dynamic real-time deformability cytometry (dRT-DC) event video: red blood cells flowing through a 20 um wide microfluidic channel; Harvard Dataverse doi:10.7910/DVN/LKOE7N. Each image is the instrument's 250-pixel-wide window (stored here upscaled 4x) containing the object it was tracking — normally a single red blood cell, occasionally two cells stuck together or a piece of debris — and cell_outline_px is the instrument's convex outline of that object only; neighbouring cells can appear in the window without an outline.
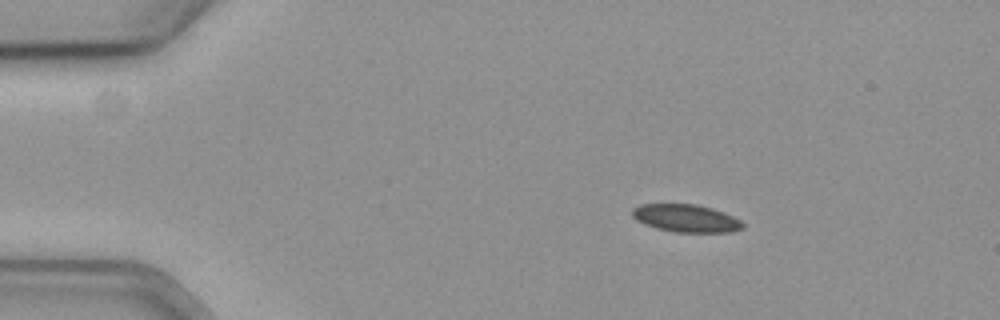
{"species": "common noctule bat (a hibernating species)", "species_latin": "Nyctalus noctula", "temperature_condition": "cold", "stored_images_in_passage": 49, "camera_frame_rate_fps": 3000, "um_per_image_px": 0.085, "animal": {"sex": "female", "body_mass_g": 19.3, "forearm_length_mm": 54.1}, "frame": {"image": 1, "passage_image": 1, "time_ms": 0.0, "image_size_px": [1000, 320], "cell_outline_px": [[744, 228], [732, 232], [676, 232], [656, 228], [644, 224], [636, 220], [632, 216], [632, 208], [640, 204], [696, 204], [712, 208], [724, 212], [740, 220], [744, 224]], "centroid_in_image_um": [58.31, 18.55], "position_along_channel_um": 26.7, "area_um2": 17.92}}
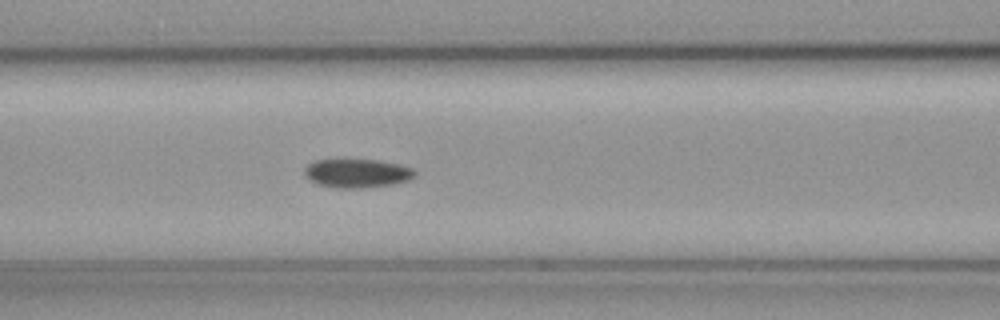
{"frame": {"image": 2, "passage_image": 16, "time_ms": 5.0, "image_size_px": [1000, 320], "cell_outline_px": [[416, 176], [408, 180], [392, 184], [360, 188], [336, 188], [316, 184], [308, 180], [304, 176], [304, 168], [308, 164], [316, 160], [380, 160], [400, 164], [412, 168], [416, 172]], "centroid_in_image_um": [30.33, 14.73], "position_along_channel_um": 136.3, "area_um2": 18.61}}
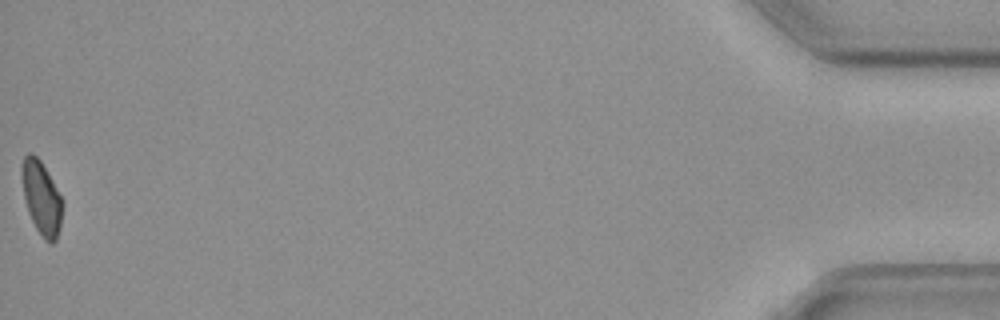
{"frame": {"image": 3, "passage_image": 49, "time_ms": 16.0, "image_size_px": [1000, 320], "cell_outline_px": [[64, 204], [60, 228], [56, 240], [52, 244], [44, 240], [36, 228], [28, 212], [24, 196], [20, 172], [20, 168], [24, 156], [28, 152], [32, 152], [40, 160], [60, 196]], "centroid_in_image_um": [3.51, 16.83], "position_along_channel_um": 431.7, "area_um2": 17.4}, "authors_computed_cell_mechanics": {"area_um2": 18.3804, "velocity_mm_per_s": 3.6272, "shape_relaxation_time_tau1_ms": 11.3623, "shape_relaxation_time_tau2_ms": null, "deformation_change_tau1": 0.1209, "deformation_change_tau2": null}}